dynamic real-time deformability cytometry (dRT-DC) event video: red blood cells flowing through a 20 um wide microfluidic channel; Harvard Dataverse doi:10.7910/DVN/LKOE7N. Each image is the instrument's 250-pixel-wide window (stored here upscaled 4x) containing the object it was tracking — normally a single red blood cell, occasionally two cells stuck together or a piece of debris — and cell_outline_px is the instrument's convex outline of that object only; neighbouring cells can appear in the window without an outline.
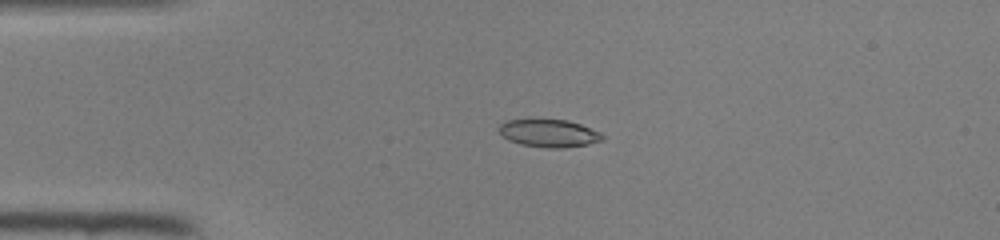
{"species": "common noctule bat (a hibernating species)", "species_latin": "Nyctalus noctula", "temperature_condition": "room temperature", "stored_images_in_passage": 46, "camera_frame_rate_fps": 3000, "um_per_image_px": 0.085, "animal": {"sex": "female", "body_mass_g": 22.0, "forearm_length_mm": 56.7}, "frame": {"image": 1, "passage_image": 10, "time_ms": 3.0, "image_size_px": [1000, 240], "cell_outline_px": [[604, 140], [588, 144], [564, 148], [548, 148], [520, 144], [508, 140], [496, 128], [500, 124], [508, 120], [568, 120], [580, 124], [600, 132], [604, 136]], "centroid_in_image_um": [46.67, 11.33], "position_along_channel_um": 38.3, "area_um2": 16.65}}
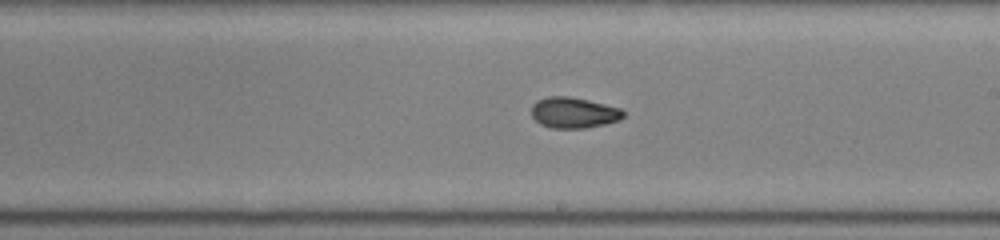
{"frame": {"image": 2, "passage_image": 26, "time_ms": 8.333, "image_size_px": [1000, 240], "cell_outline_px": [[624, 116], [620, 120], [604, 124], [584, 128], [552, 128], [540, 124], [532, 116], [532, 104], [536, 100], [548, 96], [568, 96], [588, 100], [620, 108], [624, 112]], "centroid_in_image_um": [48.75, 9.57], "position_along_channel_um": 240.3, "area_um2": 16.47}}
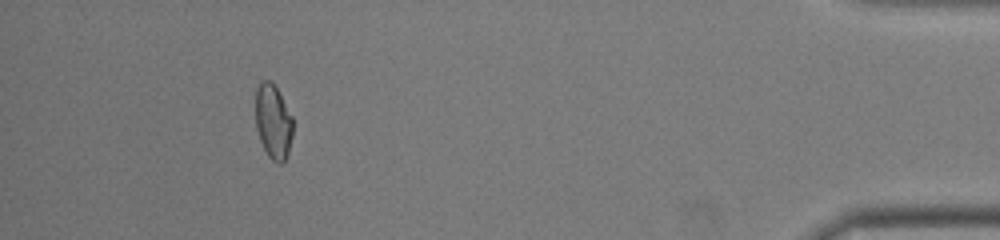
{"frame": {"image": 3, "passage_image": 42, "time_ms": 13.667, "image_size_px": [1000, 240], "cell_outline_px": [[292, 136], [288, 152], [284, 160], [280, 164], [272, 160], [268, 156], [260, 140], [256, 128], [256, 88], [260, 80], [272, 80], [292, 116]], "centroid_in_image_um": [23.21, 10.31], "position_along_channel_um": 412.0, "area_um2": 16.18}}